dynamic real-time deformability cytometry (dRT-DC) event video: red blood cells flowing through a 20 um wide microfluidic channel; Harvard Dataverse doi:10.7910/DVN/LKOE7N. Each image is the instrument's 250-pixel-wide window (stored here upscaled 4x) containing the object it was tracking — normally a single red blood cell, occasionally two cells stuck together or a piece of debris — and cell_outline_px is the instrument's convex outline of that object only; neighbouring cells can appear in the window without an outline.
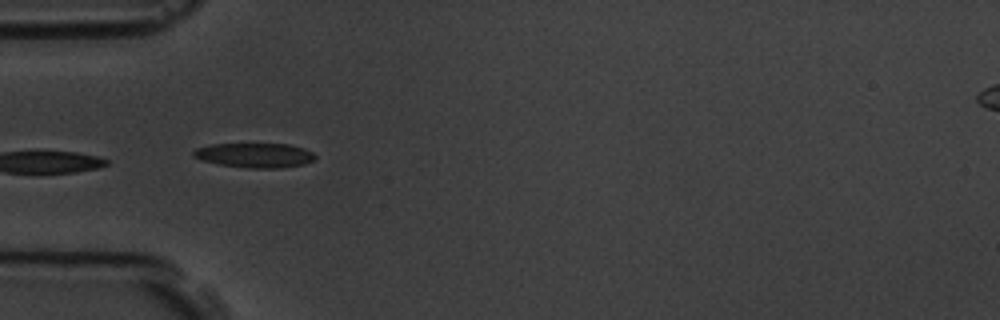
{"species": "common noctule bat (a hibernating species)", "species_latin": "Nyctalus noctula", "temperature_condition": "room temperature", "stored_images_in_passage": 10, "camera_frame_rate_fps": 3000, "um_per_image_px": 0.085, "animal": {"sex": "male", "body_mass_g": 19.5, "forearm_length_mm": 54.6}, "frame": {"image": 1, "passage_image": 6, "time_ms": 5.667, "image_size_px": [1000, 320], "cell_outline_px": [[316, 160], [304, 164], [280, 168], [248, 168], [220, 164], [200, 160], [192, 156], [192, 152], [196, 148], [212, 144], [288, 144], [304, 148], [312, 152], [316, 156]], "centroid_in_image_um": [21.66, 13.2], "position_along_channel_um": 63.3, "area_um2": 17.51}}
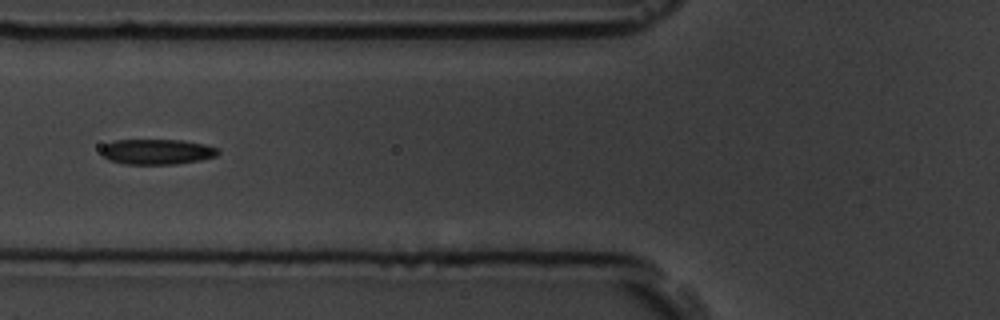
{"frame": {"image": 2, "passage_image": 7, "time_ms": 7.0, "image_size_px": [1000, 320], "cell_outline_px": [[220, 152], [216, 156], [200, 160], [176, 164], [124, 164], [108, 160], [100, 152], [100, 148], [104, 144], [116, 140], [180, 140], [204, 144], [220, 148]], "centroid_in_image_um": [13.33, 12.9], "position_along_channel_um": 112.5, "area_um2": 17.4}}